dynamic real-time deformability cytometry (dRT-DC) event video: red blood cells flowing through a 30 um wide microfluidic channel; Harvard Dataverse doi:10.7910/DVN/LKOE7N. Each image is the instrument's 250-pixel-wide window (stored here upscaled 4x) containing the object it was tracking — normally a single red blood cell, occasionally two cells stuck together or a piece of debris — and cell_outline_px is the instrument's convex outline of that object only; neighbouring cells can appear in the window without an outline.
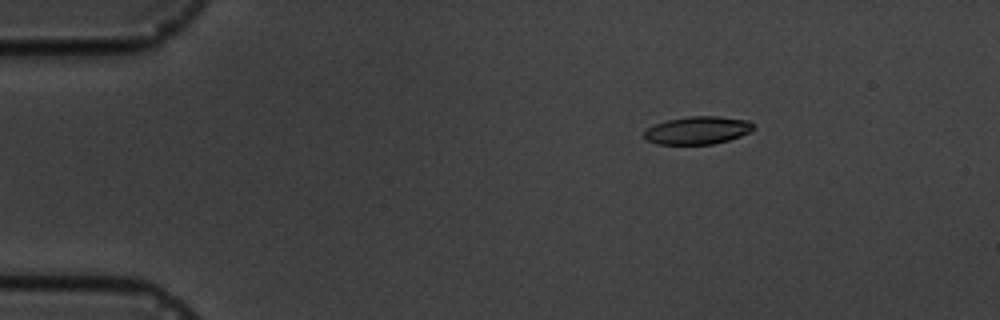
{"species": "common noctule bat (a hibernating species)", "species_latin": "Nyctalus noctula", "temperature_condition": "cold", "stored_images_in_passage": 4, "camera_frame_rate_fps": 3000, "um_per_image_px": 0.085, "animal": {"sex": "male", "body_mass_g": 19.5, "forearm_length_mm": 54.6}, "frame": {"image": 1, "passage_image": 2, "time_ms": 2.0, "image_size_px": [1000, 320], "cell_outline_px": [[756, 128], [752, 132], [728, 140], [712, 144], [656, 144], [648, 140], [644, 136], [644, 132], [648, 128], [656, 124], [668, 120], [688, 116], [716, 116], [748, 120], [756, 124]], "centroid_in_image_um": [59.36, 11.07], "position_along_channel_um": 25.6, "area_um2": 17.74}}